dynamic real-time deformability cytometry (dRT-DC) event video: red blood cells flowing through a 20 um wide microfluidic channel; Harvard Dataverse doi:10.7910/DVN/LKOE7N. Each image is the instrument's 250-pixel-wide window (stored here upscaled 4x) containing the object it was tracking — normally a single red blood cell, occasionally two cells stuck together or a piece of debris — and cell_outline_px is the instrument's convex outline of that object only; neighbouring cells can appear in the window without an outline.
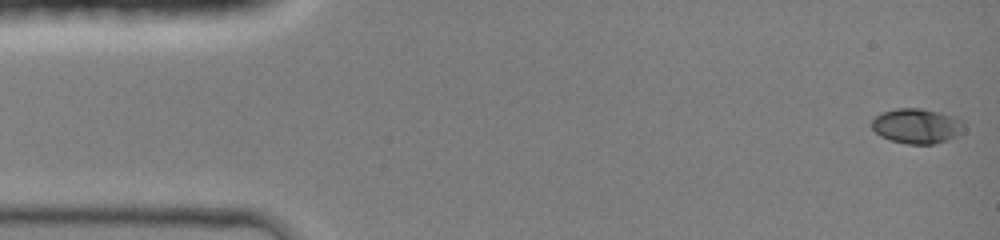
{"species": "common noctule bat (a hibernating species)", "species_latin": "Nyctalus noctula", "temperature_condition": "room temperature", "stored_images_in_passage": 45, "camera_frame_rate_fps": 3000, "um_per_image_px": 0.085, "animal": {"sex": "female", "body_mass_g": 19.0, "forearm_length_mm": 51.5}, "frame": {"image": 1, "passage_image": 1, "time_ms": 0.0, "image_size_px": [1000, 240], "cell_outline_px": [[964, 132], [948, 140], [932, 144], [908, 144], [892, 140], [880, 136], [872, 128], [872, 120], [876, 116], [884, 112], [896, 108], [920, 108], [940, 112], [956, 116], [964, 120]], "centroid_in_image_um": [77.99, 10.7], "position_along_channel_um": 7.0, "area_um2": 18.96}}
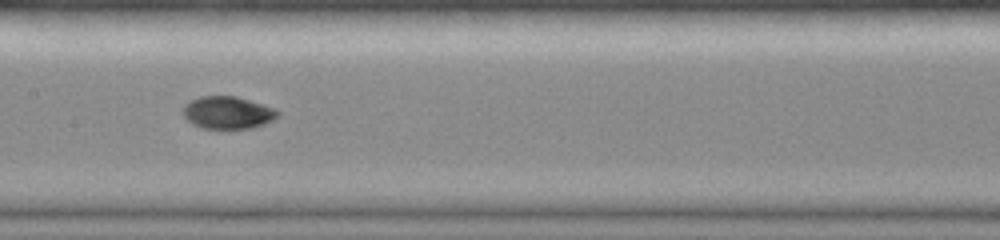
{"frame": {"image": 2, "passage_image": 22, "time_ms": 7.0, "image_size_px": [1000, 240], "cell_outline_px": [[280, 112], [272, 120], [264, 124], [252, 128], [204, 128], [192, 124], [184, 116], [184, 104], [188, 100], [200, 96], [236, 96], [272, 108]], "centroid_in_image_um": [19.31, 9.56], "position_along_channel_um": 188.1, "area_um2": 17.63}}
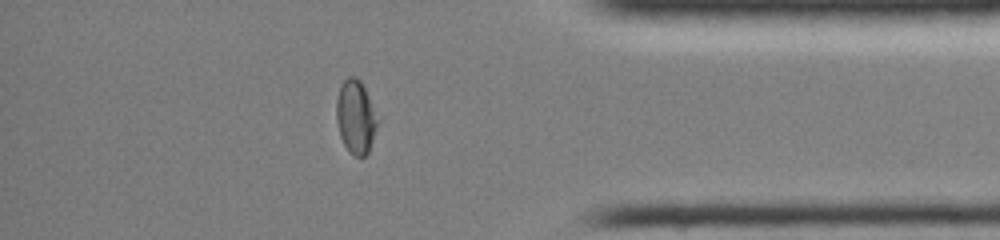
{"frame": {"image": 3, "passage_image": 38, "time_ms": 12.333, "image_size_px": [1000, 240], "cell_outline_px": [[380, 120], [368, 152], [364, 156], [356, 156], [344, 144], [340, 136], [336, 120], [336, 100], [340, 84], [348, 76], [356, 76], [360, 80]], "centroid_in_image_um": [30.24, 9.9], "position_along_channel_um": 405.0, "area_um2": 17.63}, "authors_computed_cell_mechanics": {"area_um2": 17.918, "velocity_mm_per_s": 4.301, "shape_relaxation_time_tau1_ms": 4.4487, "shape_relaxation_time_tau2_ms": 0.9349, "deformation_change_tau1": 0.1872, "deformation_change_tau2": 0.0316}}